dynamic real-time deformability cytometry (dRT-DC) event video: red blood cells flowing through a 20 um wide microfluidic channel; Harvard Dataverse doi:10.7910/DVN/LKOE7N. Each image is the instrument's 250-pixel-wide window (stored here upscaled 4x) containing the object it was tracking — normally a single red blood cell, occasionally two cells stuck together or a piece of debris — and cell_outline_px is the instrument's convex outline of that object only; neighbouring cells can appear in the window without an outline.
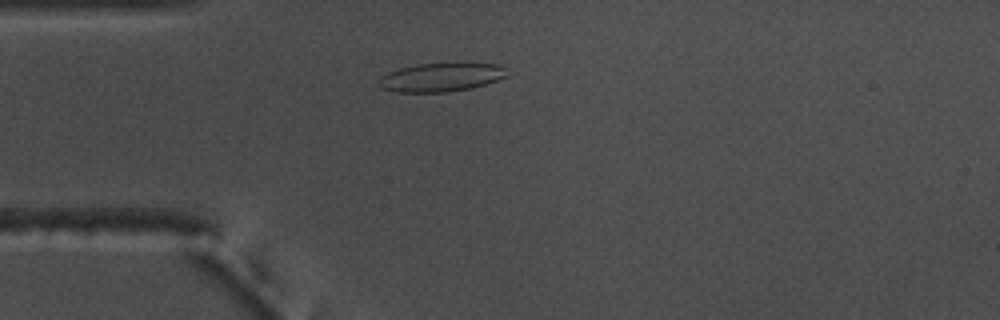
{"species": "common noctule bat (a hibernating species)", "species_latin": "Nyctalus noctula", "temperature_condition": "warm", "stored_images_in_passage": 52, "camera_frame_rate_fps": 3000, "um_per_image_px": 0.085, "animal": {"sex": "male", "body_mass_g": 17.5, "forearm_length_mm": 52.3}, "frame": {"image": 1, "passage_image": 12, "time_ms": 3.667, "image_size_px": [1000, 320], "cell_outline_px": [[508, 76], [472, 88], [448, 92], [396, 92], [380, 88], [376, 84], [376, 80], [380, 76], [388, 72], [400, 68], [420, 64], [460, 60], [464, 60], [500, 64], [504, 68]], "centroid_in_image_um": [37.5, 6.52], "position_along_channel_um": 47.5, "area_um2": 22.48}}
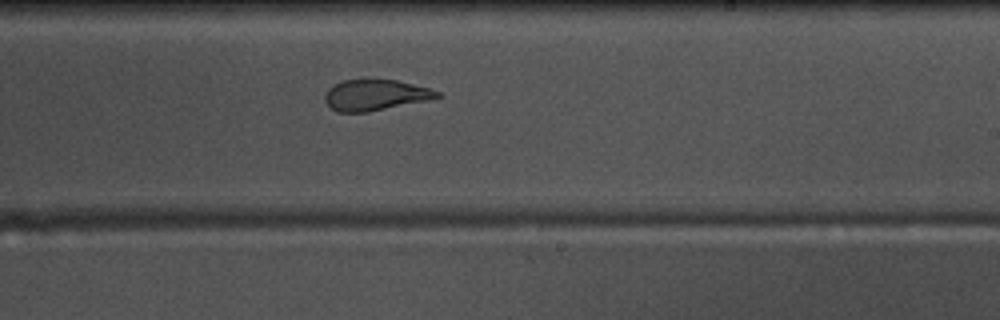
{"frame": {"image": 2, "passage_image": 30, "time_ms": 9.667, "image_size_px": [1000, 320], "cell_outline_px": [[440, 96], [428, 100], [368, 112], [336, 112], [324, 100], [324, 96], [328, 88], [340, 80], [396, 80], [428, 88], [440, 92]], "centroid_in_image_um": [31.86, 8.08], "position_along_channel_um": 257.1, "area_um2": 20.0}}
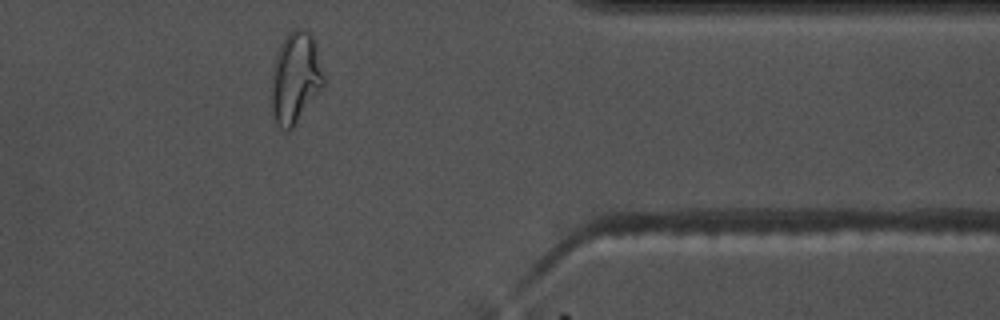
{"frame": {"image": 3, "passage_image": 42, "time_ms": 13.667, "image_size_px": [1000, 320], "cell_outline_px": [[324, 84], [292, 128], [288, 132], [280, 128], [276, 124], [272, 116], [272, 72], [276, 56], [288, 32], [292, 28], [304, 28], [312, 32], [324, 76]], "centroid_in_image_um": [25.1, 6.6], "position_along_channel_um": 386.3, "area_um2": 27.51}, "authors_computed_cell_mechanics": {"area_um2": 22.5998, "velocity_mm_per_s": 3.7034, "shape_relaxation_time_tau1_ms": null, "shape_relaxation_time_tau2_ms": 1.2666, "deformation_change_tau1": null, "deformation_change_tau2": 0.092}}